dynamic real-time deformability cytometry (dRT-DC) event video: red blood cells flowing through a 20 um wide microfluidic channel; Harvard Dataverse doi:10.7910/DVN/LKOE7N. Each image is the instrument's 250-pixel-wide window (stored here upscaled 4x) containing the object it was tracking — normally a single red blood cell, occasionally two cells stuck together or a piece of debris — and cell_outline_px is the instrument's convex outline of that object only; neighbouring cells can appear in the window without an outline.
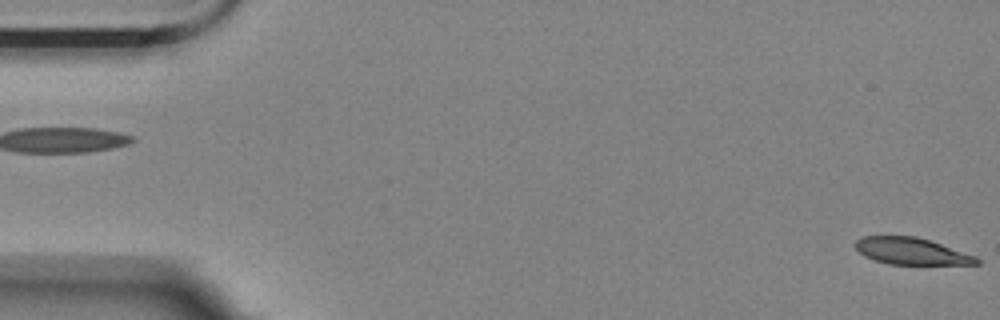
{"species": "Egyptian fruit bat (a non-hibernating species)", "species_latin": "Rousettus aegyptiacus", "temperature_condition": "room temperature", "stored_images_in_passage": 5, "segment_of_instrument_passage": [2, 2], "camera_frame_rate_fps": 3000, "um_per_image_px": 0.085, "animal": {"sex": "female"}, "frame": {"image": 1, "passage_image": 5, "time_ms": 1.333, "image_size_px": [1000, 320], "cell_outline_px": [[980, 264], [888, 264], [864, 256], [856, 248], [856, 240], [860, 236], [916, 236], [976, 256], [980, 260]], "centroid_in_image_um": [77.45, 21.35], "position_along_channel_um": 7.5, "area_um2": 18.67}}